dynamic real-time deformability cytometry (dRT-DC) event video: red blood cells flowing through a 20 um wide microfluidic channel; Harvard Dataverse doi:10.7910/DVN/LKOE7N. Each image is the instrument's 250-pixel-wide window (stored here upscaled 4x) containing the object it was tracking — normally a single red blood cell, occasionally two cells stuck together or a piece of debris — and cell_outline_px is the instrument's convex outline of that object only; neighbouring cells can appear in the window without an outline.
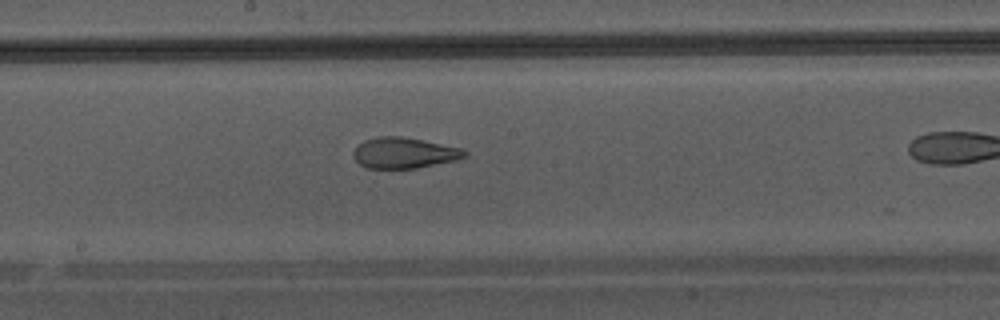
{"species": "Egyptian fruit bat (a non-hibernating species)", "species_latin": "Rousettus aegyptiacus", "temperature_condition": "warm", "stored_images_in_passage": 22, "camera_frame_rate_fps": 3000, "um_per_image_px": 0.085, "animal": {"sex": "male"}, "frame": {"image": 1, "passage_image": 10, "time_ms": 3.0, "image_size_px": [1000, 320], "cell_outline_px": [[468, 156], [456, 160], [416, 168], [368, 168], [360, 164], [352, 156], [352, 152], [364, 140], [376, 136], [400, 136], [464, 148], [468, 152]], "centroid_in_image_um": [34.37, 12.99], "position_along_channel_um": 213.8, "area_um2": 20.0}}